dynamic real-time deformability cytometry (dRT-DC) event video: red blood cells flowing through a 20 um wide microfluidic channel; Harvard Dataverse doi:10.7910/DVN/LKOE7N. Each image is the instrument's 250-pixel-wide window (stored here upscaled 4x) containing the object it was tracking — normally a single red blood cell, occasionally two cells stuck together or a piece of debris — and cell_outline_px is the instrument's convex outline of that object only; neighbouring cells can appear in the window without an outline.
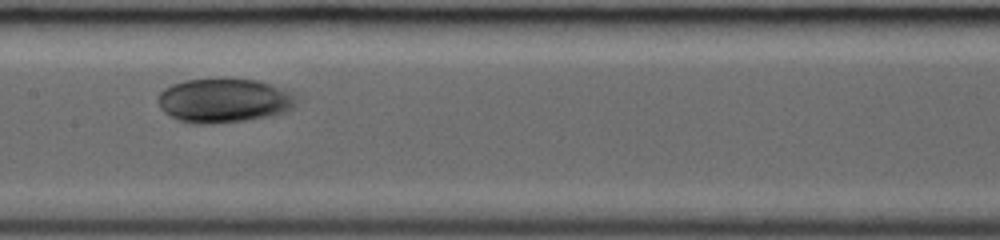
{"species": "common noctule bat (a hibernating species)", "species_latin": "Nyctalus noctula", "temperature_condition": "room temperature", "stored_images_in_passage": 27, "camera_frame_rate_fps": 3000, "um_per_image_px": 0.085, "animal": {"sex": "female", "body_mass_g": 19.0, "forearm_length_mm": 53.3}, "frame": {"image": 1, "passage_image": 10, "time_ms": 3.0, "image_size_px": [1000, 240], "cell_outline_px": [[296, 104], [288, 112], [272, 116], [244, 120], [208, 124], [192, 124], [176, 120], [164, 112], [160, 108], [160, 92], [164, 88], [172, 84], [188, 80], [256, 80], [268, 84], [288, 92], [296, 100]], "centroid_in_image_um": [19.0, 8.58], "position_along_channel_um": 188.4, "area_um2": 34.97}}
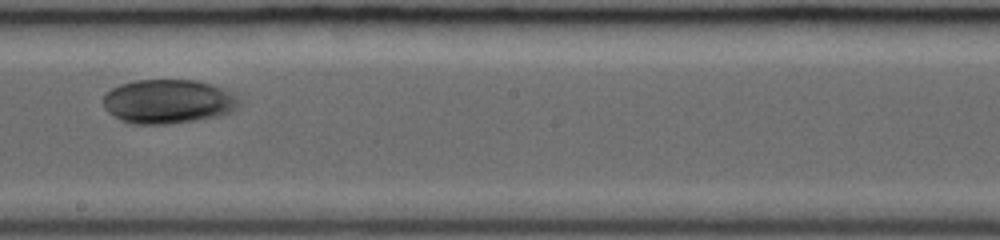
{"frame": {"image": 2, "passage_image": 13, "time_ms": 4.0, "image_size_px": [1000, 240], "cell_outline_px": [[240, 104], [232, 112], [220, 116], [168, 124], [132, 124], [120, 120], [108, 112], [104, 108], [104, 96], [112, 88], [120, 84], [136, 80], [196, 80], [212, 84], [232, 92], [236, 96]], "centroid_in_image_um": [14.3, 8.63], "position_along_channel_um": 233.9, "area_um2": 35.03}}
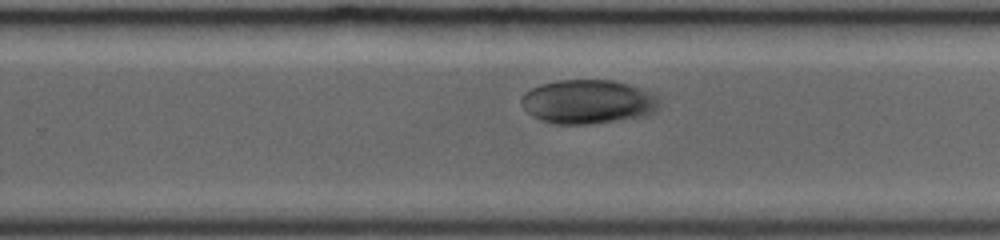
{"frame": {"image": 3, "passage_image": 16, "time_ms": 5.0, "image_size_px": [1000, 240], "cell_outline_px": [[660, 100], [656, 108], [652, 112], [644, 116], [592, 124], [552, 124], [540, 120], [532, 116], [520, 104], [520, 100], [524, 92], [540, 84], [560, 80], [612, 80], [628, 84], [648, 92], [656, 96]], "centroid_in_image_um": [49.91, 8.65], "position_along_channel_um": 279.9, "area_um2": 35.32}}